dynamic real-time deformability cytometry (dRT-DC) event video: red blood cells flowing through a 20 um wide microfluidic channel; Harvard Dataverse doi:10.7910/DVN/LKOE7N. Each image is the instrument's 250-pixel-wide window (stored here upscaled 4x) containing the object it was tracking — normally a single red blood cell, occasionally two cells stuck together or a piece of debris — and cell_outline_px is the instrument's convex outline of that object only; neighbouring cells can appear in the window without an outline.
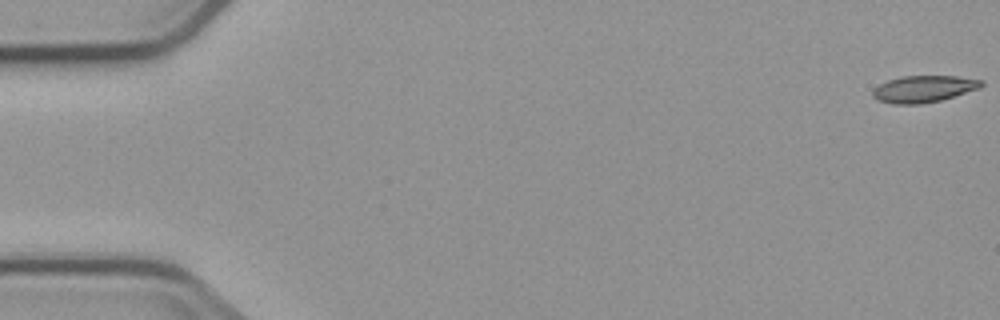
{"species": "common noctule bat (a hibernating species)", "species_latin": "Nyctalus noctula", "temperature_condition": "cold", "stored_images_in_passage": 4, "camera_frame_rate_fps": 3000, "um_per_image_px": 0.085, "animal": {"sex": "male", "body_mass_g": 23.1, "forearm_length_mm": 52.7}, "frame": {"image": 1, "passage_image": 1, "time_ms": 0.0, "image_size_px": [1000, 320], "cell_outline_px": [[984, 84], [980, 88], [940, 100], [920, 104], [892, 104], [876, 100], [872, 96], [872, 92], [880, 84], [888, 80], [900, 76], [956, 76], [984, 80]], "centroid_in_image_um": [78.51, 7.56], "position_along_channel_um": 6.5, "area_um2": 16.94}}